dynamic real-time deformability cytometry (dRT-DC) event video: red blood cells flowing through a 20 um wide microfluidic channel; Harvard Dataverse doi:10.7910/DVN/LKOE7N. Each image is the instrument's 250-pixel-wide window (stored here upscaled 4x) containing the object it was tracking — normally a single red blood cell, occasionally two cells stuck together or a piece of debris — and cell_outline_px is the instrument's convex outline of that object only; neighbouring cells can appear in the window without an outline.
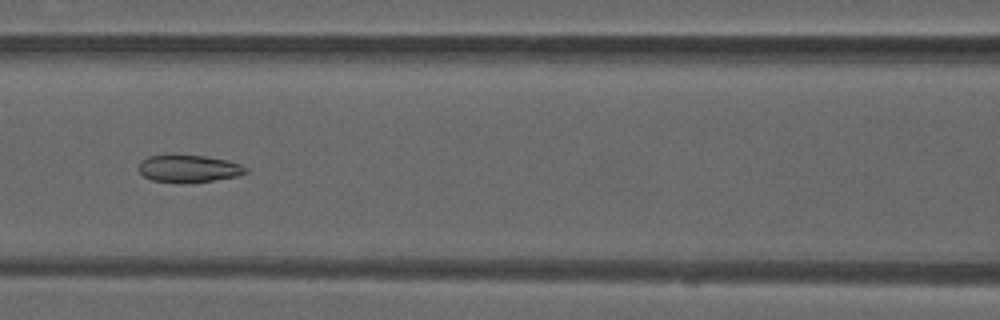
{"species": "common noctule bat (a hibernating species)", "species_latin": "Nyctalus noctula", "temperature_condition": "warm", "stored_images_in_passage": 36, "camera_frame_rate_fps": 3000, "um_per_image_px": 0.085, "animal": {"sex": "male", "forearm_length_mm": 52.5}, "frame": {"image": 1, "passage_image": 8, "time_ms": 2.333, "image_size_px": [1000, 320], "cell_outline_px": [[248, 172], [240, 176], [212, 180], [152, 180], [144, 176], [136, 168], [140, 160], [148, 156], [204, 156], [228, 160], [240, 164], [248, 168]], "centroid_in_image_um": [16.07, 14.3], "position_along_channel_um": 150.5, "area_um2": 16.3}}
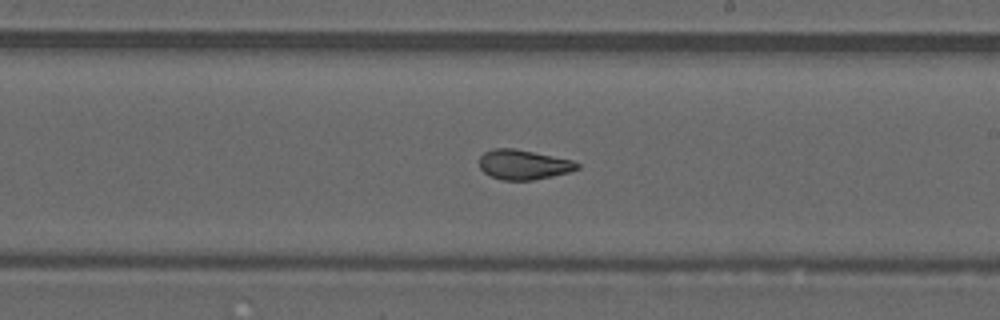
{"frame": {"image": 2, "passage_image": 15, "time_ms": 4.667, "image_size_px": [1000, 320], "cell_outline_px": [[580, 168], [568, 172], [552, 176], [532, 180], [504, 180], [488, 176], [480, 168], [480, 156], [484, 152], [492, 148], [516, 148], [572, 160], [580, 164]], "centroid_in_image_um": [44.48, 13.98], "position_along_channel_um": 244.5, "area_um2": 17.05}}
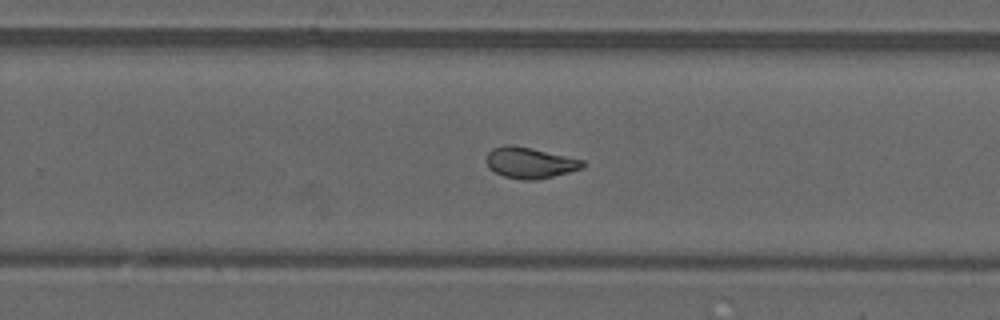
{"frame": {"image": 3, "passage_image": 18, "time_ms": 5.667, "image_size_px": [1000, 320], "cell_outline_px": [[584, 168], [536, 180], [524, 180], [504, 176], [488, 168], [484, 160], [488, 152], [492, 148], [504, 144], [512, 144], [532, 148], [584, 160]], "centroid_in_image_um": [44.99, 13.82], "position_along_channel_um": 284.8, "area_um2": 17.51}, "authors_computed_cell_mechanics": {"area_um2": 17.2533, "velocity_mm_per_s": 4.0365, "shape_relaxation_time_tau1_ms": null, "shape_relaxation_time_tau2_ms": 1.1916, "deformation_change_tau1": null, "deformation_change_tau2": 0.0747}}